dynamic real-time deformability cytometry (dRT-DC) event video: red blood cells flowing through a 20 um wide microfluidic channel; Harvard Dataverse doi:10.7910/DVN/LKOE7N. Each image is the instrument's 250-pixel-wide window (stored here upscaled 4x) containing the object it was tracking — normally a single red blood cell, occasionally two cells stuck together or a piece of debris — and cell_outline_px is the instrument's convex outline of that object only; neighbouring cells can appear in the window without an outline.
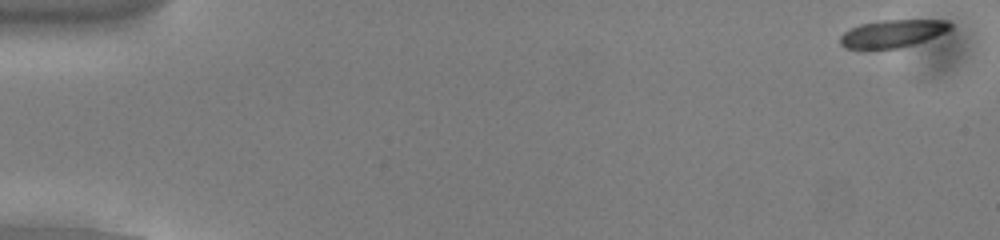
{"species": "common noctule bat (a hibernating species)", "species_latin": "Nyctalus noctula", "temperature_condition": "cold", "stored_images_in_passage": 53, "camera_frame_rate_fps": 3000, "um_per_image_px": 0.085, "animal": {"sex": "male", "body_mass_g": 13.0, "forearm_length_mm": 53.1}, "frame": {"image": 1, "passage_image": 1, "time_ms": 0.0, "image_size_px": [1000, 240], "cell_outline_px": [[952, 28], [944, 32], [924, 40], [912, 44], [896, 48], [864, 52], [844, 48], [840, 44], [840, 36], [844, 32], [860, 24], [880, 20], [944, 20], [952, 24]], "centroid_in_image_um": [75.75, 2.89], "position_along_channel_um": 9.3, "area_um2": 18.09}}
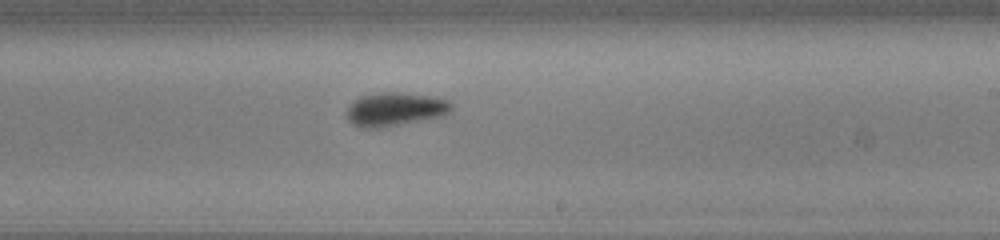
{"frame": {"image": 2, "passage_image": 32, "time_ms": 10.333, "image_size_px": [1000, 240], "cell_outline_px": [[452, 108], [444, 116], [388, 128], [360, 128], [352, 124], [348, 120], [348, 108], [360, 96], [380, 92], [396, 92], [432, 96], [448, 100], [452, 104]], "centroid_in_image_um": [33.61, 9.31], "position_along_channel_um": 255.4, "area_um2": 20.75}}
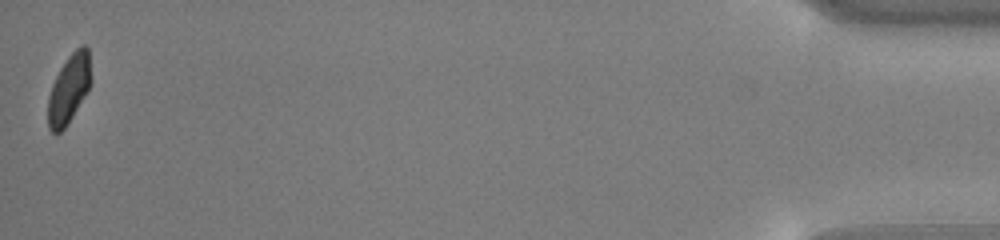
{"frame": {"image": 3, "passage_image": 53, "time_ms": 17.333, "image_size_px": [1000, 240], "cell_outline_px": [[92, 80], [88, 88], [72, 116], [64, 128], [56, 136], [48, 128], [48, 96], [52, 84], [60, 68], [68, 56], [80, 44], [84, 44], [88, 48], [92, 76]], "centroid_in_image_um": [5.86, 7.53], "position_along_channel_um": 429.3, "area_um2": 17.22}, "authors_computed_cell_mechanics": {"area_um2": 18.9006, "velocity_mm_per_s": 3.8186, "shape_relaxation_time_tau1_ms": 1.8258, "shape_relaxation_time_tau2_ms": null, "deformation_change_tau1": 0.1129, "deformation_change_tau2": null}}